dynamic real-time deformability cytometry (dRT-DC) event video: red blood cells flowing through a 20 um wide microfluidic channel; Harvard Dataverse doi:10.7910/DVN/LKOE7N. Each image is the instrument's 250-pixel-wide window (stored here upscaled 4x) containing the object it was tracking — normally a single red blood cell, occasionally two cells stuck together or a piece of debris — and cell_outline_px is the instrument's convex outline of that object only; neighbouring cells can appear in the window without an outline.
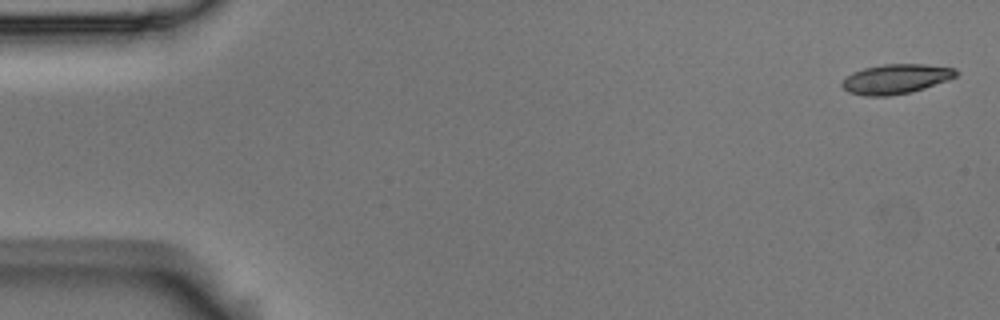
{"species": "Egyptian fruit bat (a non-hibernating species)", "species_latin": "Rousettus aegyptiacus", "temperature_condition": "room temperature", "stored_images_in_passage": 5, "camera_frame_rate_fps": 3000, "um_per_image_px": 0.085, "animal": {"sex": "male"}, "frame": {"image": 1, "passage_image": 1, "time_ms": 0.0, "image_size_px": [1000, 320], "cell_outline_px": [[960, 72], [956, 76], [948, 80], [912, 92], [888, 96], [864, 96], [848, 92], [840, 84], [852, 72], [864, 68], [884, 64], [924, 64], [956, 68]], "centroid_in_image_um": [76.17, 6.71], "position_along_channel_um": 8.8, "area_um2": 19.77}}
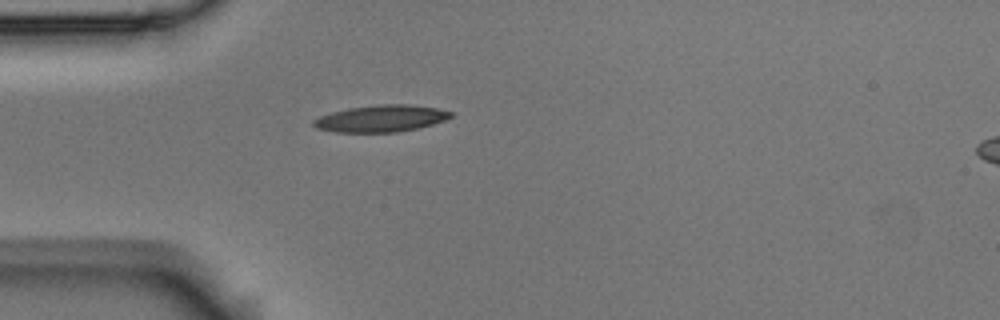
{"frame": {"image": 2, "passage_image": 5, "time_ms": 1.333, "image_size_px": [1000, 320], "cell_outline_px": [[452, 116], [444, 120], [420, 128], [400, 132], [336, 132], [316, 128], [312, 124], [312, 120], [320, 116], [332, 112], [348, 108], [380, 104], [404, 104], [436, 108], [452, 112]], "centroid_in_image_um": [32.36, 10.08], "position_along_channel_um": 52.6, "area_um2": 21.39}}